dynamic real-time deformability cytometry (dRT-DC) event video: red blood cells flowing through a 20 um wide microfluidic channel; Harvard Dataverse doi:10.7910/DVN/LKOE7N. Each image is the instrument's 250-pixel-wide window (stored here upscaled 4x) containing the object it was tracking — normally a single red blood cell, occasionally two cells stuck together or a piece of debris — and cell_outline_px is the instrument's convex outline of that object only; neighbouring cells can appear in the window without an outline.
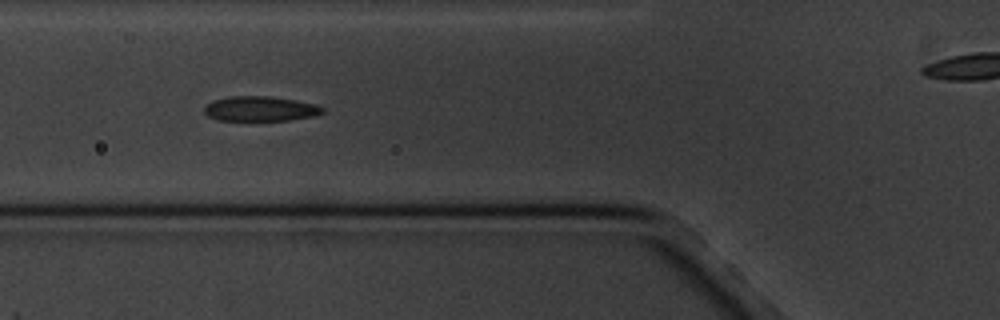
{"species": "common noctule bat (a hibernating species)", "species_latin": "Nyctalus noctula", "temperature_condition": "cold", "stored_images_in_passage": 4, "segment_of_instrument_passage": [1, 2], "camera_frame_rate_fps": 3000, "um_per_image_px": 0.085, "animal": {"sex": "male", "body_mass_g": 20.1, "forearm_length_mm": 53.5}, "frame": {"image": 1, "passage_image": 2, "time_ms": 1.333, "image_size_px": [1000, 320], "cell_outline_px": [[324, 112], [312, 116], [288, 120], [216, 120], [208, 116], [204, 112], [204, 108], [212, 100], [232, 96], [272, 96], [296, 100], [312, 104], [324, 108]], "centroid_in_image_um": [22.09, 9.24], "position_along_channel_um": 103.7, "area_um2": 16.99}}
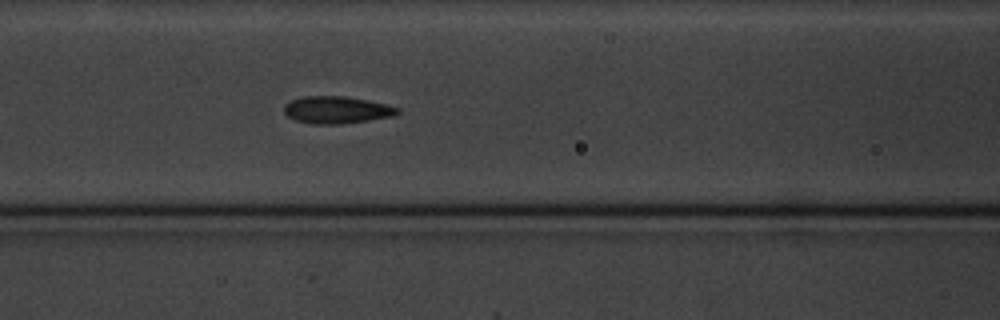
{"frame": {"image": 2, "passage_image": 3, "time_ms": 2.333, "image_size_px": [1000, 320], "cell_outline_px": [[400, 112], [396, 116], [340, 124], [312, 124], [296, 120], [288, 116], [284, 112], [284, 104], [292, 100], [304, 96], [344, 96], [368, 100], [400, 108]], "centroid_in_image_um": [28.63, 9.34], "position_along_channel_um": 138.0, "area_um2": 17.98}}